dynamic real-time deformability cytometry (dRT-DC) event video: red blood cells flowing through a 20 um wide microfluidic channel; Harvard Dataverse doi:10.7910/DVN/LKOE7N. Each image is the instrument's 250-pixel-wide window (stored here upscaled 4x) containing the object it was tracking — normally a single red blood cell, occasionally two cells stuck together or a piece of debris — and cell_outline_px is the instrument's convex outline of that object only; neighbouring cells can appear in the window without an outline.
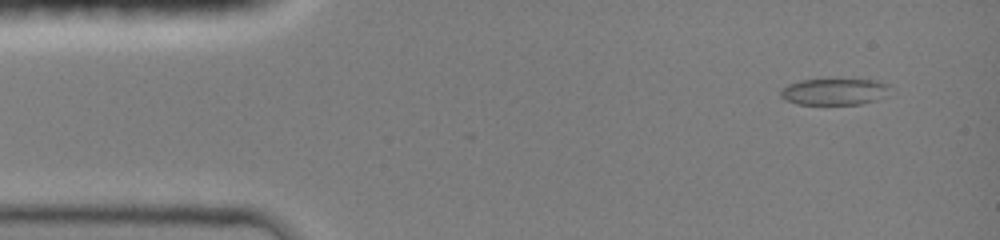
{"species": "common noctule bat (a hibernating species)", "species_latin": "Nyctalus noctula", "temperature_condition": "room temperature", "stored_images_in_passage": 10, "camera_frame_rate_fps": 3000, "um_per_image_px": 0.085, "animal": {"sex": "female", "body_mass_g": 19.0, "forearm_length_mm": 51.5}, "frame": {"image": 1, "passage_image": 2, "time_ms": 1.0, "image_size_px": [1000, 240], "cell_outline_px": [[888, 96], [876, 100], [860, 104], [796, 104], [784, 100], [780, 96], [780, 92], [788, 84], [800, 80], [880, 80], [888, 84]], "centroid_in_image_um": [70.93, 7.8], "position_along_channel_um": 14.1, "area_um2": 16.88}}
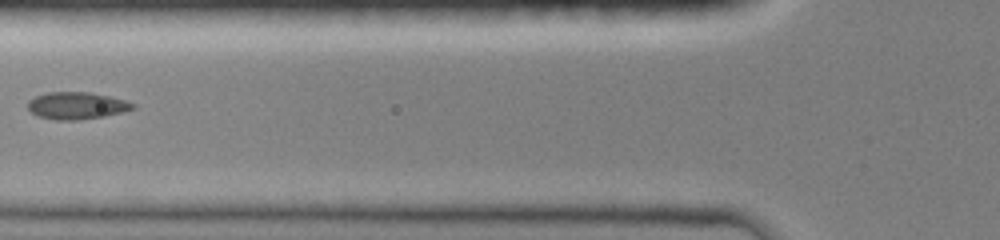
{"frame": {"image": 2, "passage_image": 7, "time_ms": 5.667, "image_size_px": [1000, 240], "cell_outline_px": [[136, 108], [104, 116], [76, 120], [56, 120], [36, 116], [28, 108], [28, 100], [36, 96], [48, 92], [88, 92], [108, 96], [124, 100], [136, 104]], "centroid_in_image_um": [6.49, 8.98], "position_along_channel_um": 119.3, "area_um2": 16.47}}
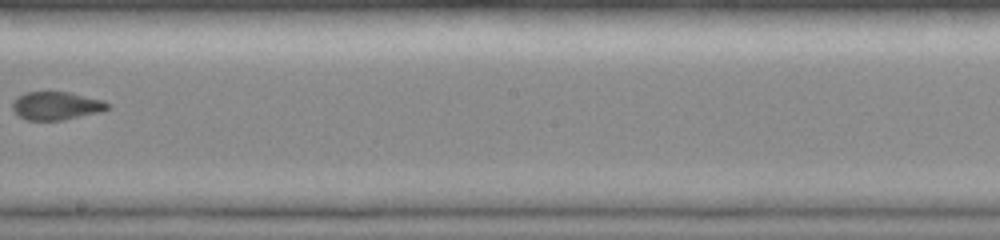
{"frame": {"image": 3, "passage_image": 10, "time_ms": 8.667, "image_size_px": [1000, 240], "cell_outline_px": [[108, 108], [100, 112], [64, 120], [24, 120], [12, 112], [12, 104], [24, 92], [68, 92], [104, 100], [108, 104]], "centroid_in_image_um": [4.76, 9.0], "position_along_channel_um": 243.4, "area_um2": 15.61}}